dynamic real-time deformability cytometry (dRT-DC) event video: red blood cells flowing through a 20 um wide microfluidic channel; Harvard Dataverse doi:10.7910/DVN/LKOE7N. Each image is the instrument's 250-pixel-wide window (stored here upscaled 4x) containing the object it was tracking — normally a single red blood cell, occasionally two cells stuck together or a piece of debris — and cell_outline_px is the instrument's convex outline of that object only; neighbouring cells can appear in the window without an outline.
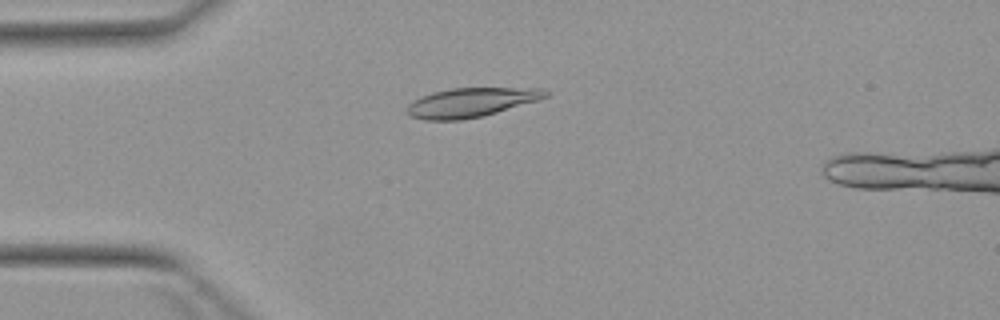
{"species": "Egyptian fruit bat (a non-hibernating species)", "species_latin": "Rousettus aegyptiacus", "temperature_condition": "warm", "stored_images_in_passage": 4, "camera_frame_rate_fps": 3000, "um_per_image_px": 0.085, "animal": {"sex": "female"}, "frame": {"image": 1, "passage_image": 4, "time_ms": 3.667, "image_size_px": [1000, 320], "cell_outline_px": [[552, 92], [548, 96], [536, 100], [484, 116], [460, 120], [424, 120], [412, 116], [408, 112], [408, 104], [412, 100], [420, 96], [432, 92], [452, 88], [544, 88]], "centroid_in_image_um": [40.04, 8.7], "position_along_channel_um": 45.0, "area_um2": 23.52}}